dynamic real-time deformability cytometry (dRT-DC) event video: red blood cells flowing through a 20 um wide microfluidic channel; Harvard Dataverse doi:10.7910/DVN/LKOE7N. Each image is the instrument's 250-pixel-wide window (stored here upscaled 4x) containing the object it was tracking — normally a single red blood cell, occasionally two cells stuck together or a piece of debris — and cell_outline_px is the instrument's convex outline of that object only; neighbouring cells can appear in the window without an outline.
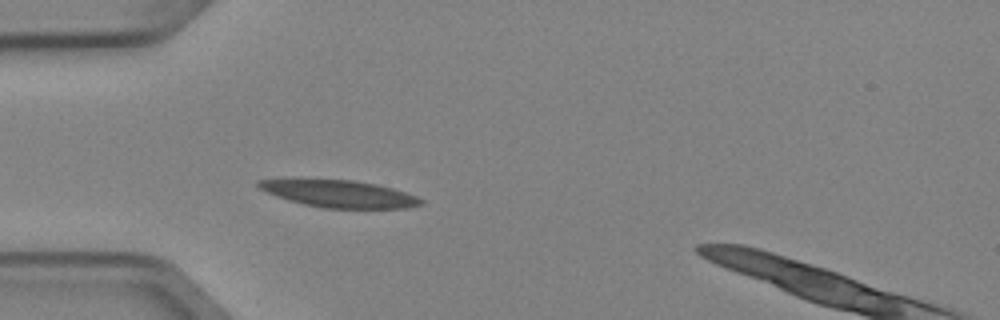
{"species": "Egyptian fruit bat (a non-hibernating species)", "species_latin": "Rousettus aegyptiacus", "temperature_condition": "cold", "stored_images_in_passage": 1, "camera_frame_rate_fps": 3000, "um_per_image_px": 0.085, "animal": {"sex": "female"}, "frame": {"image": 1, "passage_image": 1, "time_ms": 0.0, "image_size_px": [1000, 320], "cell_outline_px": [[424, 204], [408, 208], [324, 208], [304, 204], [288, 200], [276, 196], [260, 188], [256, 184], [256, 180], [352, 180], [376, 184], [392, 188], [416, 196], [424, 200]], "centroid_in_image_um": [28.89, 16.49], "position_along_channel_um": 56.1, "area_um2": 25.26}}